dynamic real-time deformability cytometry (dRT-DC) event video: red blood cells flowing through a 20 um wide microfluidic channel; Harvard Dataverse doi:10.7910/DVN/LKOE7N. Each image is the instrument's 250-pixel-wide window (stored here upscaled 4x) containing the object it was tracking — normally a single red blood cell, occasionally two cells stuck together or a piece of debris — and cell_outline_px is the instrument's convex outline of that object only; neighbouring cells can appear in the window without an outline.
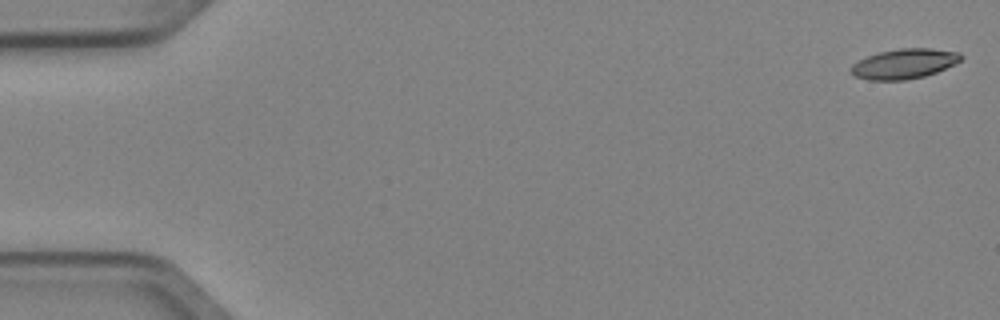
{"species": "Egyptian fruit bat (a non-hibernating species)", "species_latin": "Rousettus aegyptiacus", "temperature_condition": "cold", "stored_images_in_passage": 5, "camera_frame_rate_fps": 3000, "um_per_image_px": 0.085, "animal": {"sex": "female"}, "frame": {"image": 1, "passage_image": 1, "time_ms": 0.0, "image_size_px": [1000, 320], "cell_outline_px": [[964, 56], [960, 60], [936, 72], [924, 76], [904, 80], [868, 80], [856, 76], [848, 72], [848, 68], [852, 64], [868, 56], [880, 52], [900, 48], [932, 48], [960, 52]], "centroid_in_image_um": [76.82, 5.42], "position_along_channel_um": 8.2, "area_um2": 19.13}}
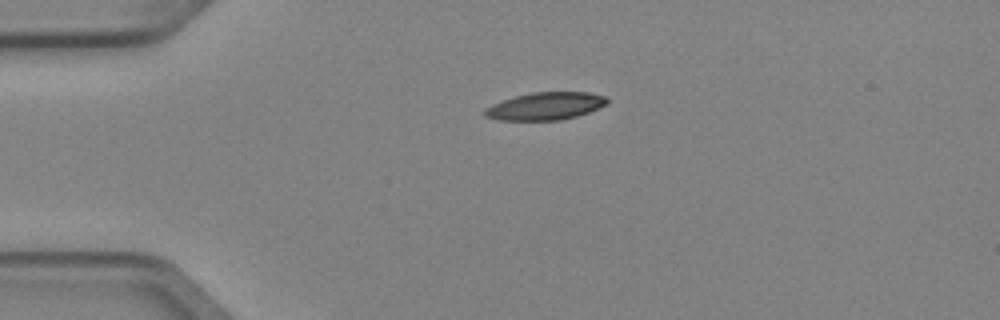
{"frame": {"image": 2, "passage_image": 4, "time_ms": 1.0, "image_size_px": [1000, 320], "cell_outline_px": [[608, 104], [588, 112], [576, 116], [560, 120], [500, 120], [484, 116], [480, 112], [484, 108], [492, 104], [516, 96], [532, 92], [588, 92], [608, 96]], "centroid_in_image_um": [46.35, 9.02], "position_along_channel_um": 38.6, "area_um2": 19.77}}